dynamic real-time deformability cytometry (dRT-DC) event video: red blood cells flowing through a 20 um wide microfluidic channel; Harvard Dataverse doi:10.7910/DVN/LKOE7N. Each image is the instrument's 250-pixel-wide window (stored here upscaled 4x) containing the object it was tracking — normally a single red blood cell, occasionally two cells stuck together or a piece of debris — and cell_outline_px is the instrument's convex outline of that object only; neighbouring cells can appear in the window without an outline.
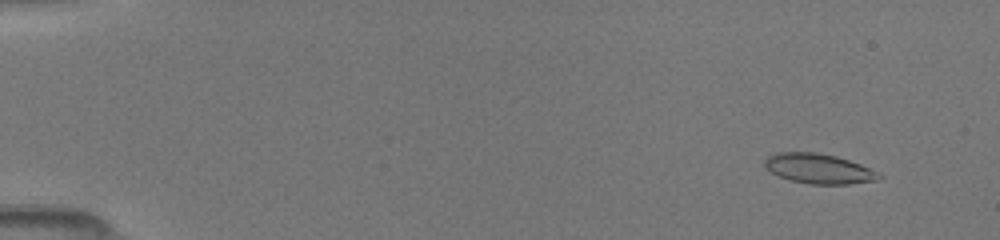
{"species": "common noctule bat (a hibernating species)", "species_latin": "Nyctalus noctula", "temperature_condition": "room temperature", "stored_images_in_passage": 50, "camera_frame_rate_fps": 3000, "um_per_image_px": 0.085, "animal": {"sex": "female", "body_mass_g": 19.5, "forearm_length_mm": 54.1}, "frame": {"image": 1, "passage_image": 3, "time_ms": 0.667, "image_size_px": [1000, 240], "cell_outline_px": [[884, 176], [880, 180], [848, 184], [808, 184], [788, 180], [764, 168], [764, 160], [768, 156], [776, 152], [816, 152], [836, 156], [860, 164]], "centroid_in_image_um": [69.57, 14.34], "position_along_channel_um": 15.4, "area_um2": 20.0}}
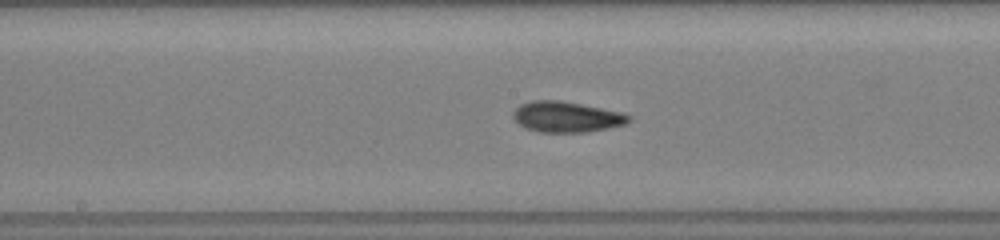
{"frame": {"image": 2, "passage_image": 27, "time_ms": 8.333, "image_size_px": [1000, 240], "cell_outline_px": [[632, 120], [624, 124], [608, 128], [588, 132], [540, 132], [524, 128], [512, 116], [512, 112], [520, 104], [532, 100], [560, 100], [624, 112], [632, 116]], "centroid_in_image_um": [48.17, 9.93], "position_along_channel_um": 200.0, "area_um2": 20.87}}
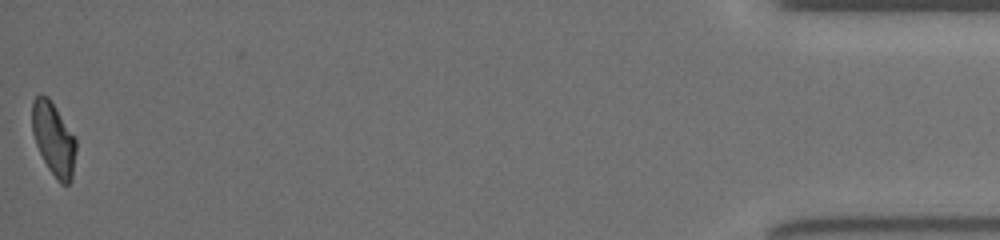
{"frame": {"image": 3, "passage_image": 49, "time_ms": 16.0, "image_size_px": [1000, 240], "cell_outline_px": [[76, 152], [72, 180], [68, 184], [60, 184], [56, 180], [48, 168], [36, 144], [32, 132], [32, 100], [40, 92], [48, 96], [76, 136]], "centroid_in_image_um": [4.57, 11.79], "position_along_channel_um": 430.6, "area_um2": 19.07}}